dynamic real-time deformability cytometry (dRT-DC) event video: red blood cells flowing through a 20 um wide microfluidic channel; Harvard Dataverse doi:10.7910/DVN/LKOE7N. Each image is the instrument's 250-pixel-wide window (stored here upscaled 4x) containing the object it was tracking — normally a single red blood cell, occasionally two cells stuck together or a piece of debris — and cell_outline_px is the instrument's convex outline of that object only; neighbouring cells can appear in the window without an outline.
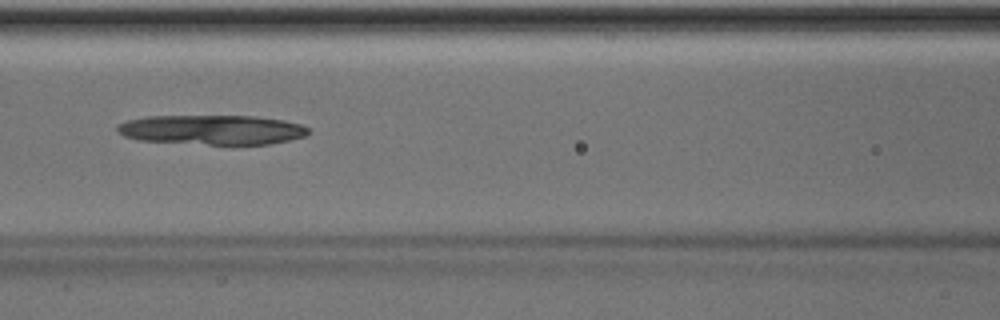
{"species": "Egyptian fruit bat (a non-hibernating species)", "species_latin": "Rousettus aegyptiacus", "temperature_condition": "room temperature", "stored_images_in_passage": 46, "camera_frame_rate_fps": 3000, "um_per_image_px": 0.085, "animal": {"sex": "male"}, "frame": {"image": 1, "passage_image": 18, "time_ms": 5.667, "image_size_px": [1000, 320], "cell_outline_px": [[308, 132], [304, 136], [288, 140], [268, 144], [208, 144], [140, 140], [124, 136], [116, 128], [116, 124], [128, 120], [148, 116], [252, 116], [280, 120], [300, 124], [308, 128]], "centroid_in_image_um": [17.98, 11.02], "position_along_channel_um": 148.6, "area_um2": 32.54}}
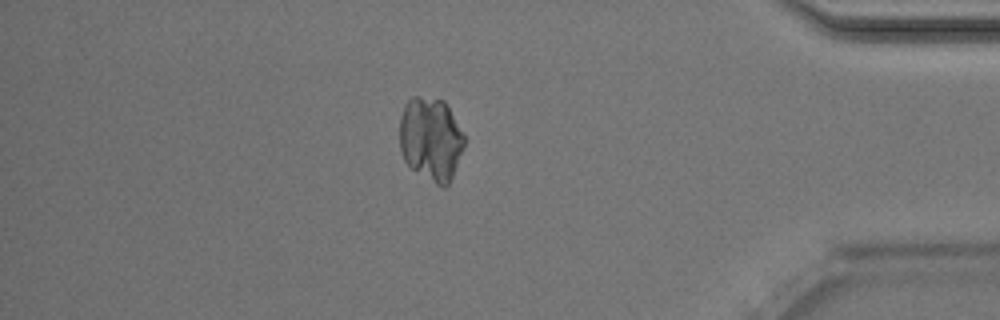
{"frame": {"image": 2, "passage_image": 39, "time_ms": 12.667, "image_size_px": [1000, 320], "cell_outline_px": [[464, 148], [452, 176], [448, 184], [444, 188], [440, 188], [412, 168], [404, 160], [400, 152], [400, 116], [404, 104], [412, 96], [420, 96], [444, 100], [464, 136]], "centroid_in_image_um": [36.6, 11.82], "position_along_channel_um": 398.6, "area_um2": 31.5}}
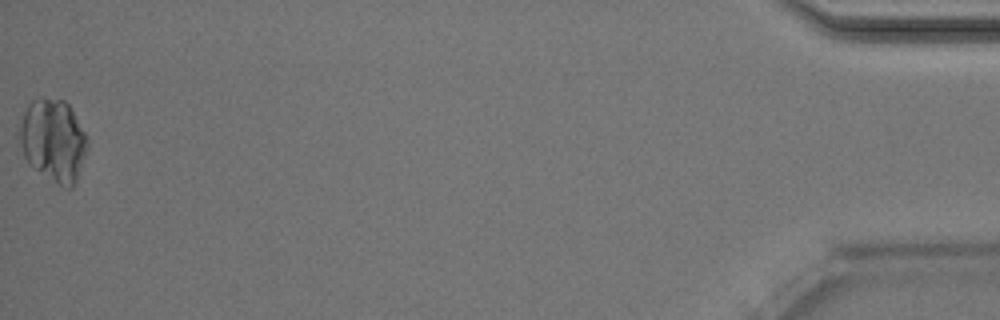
{"frame": {"image": 3, "passage_image": 46, "time_ms": 15.0, "image_size_px": [1000, 320], "cell_outline_px": [[88, 144], [76, 180], [72, 188], [68, 188], [60, 184], [28, 164], [24, 156], [16, 136], [16, 124], [28, 104], [32, 100], [40, 96], [44, 96], [64, 100], [68, 104], [84, 132]], "centroid_in_image_um": [4.44, 11.85], "position_along_channel_um": 430.8, "area_um2": 32.83}}